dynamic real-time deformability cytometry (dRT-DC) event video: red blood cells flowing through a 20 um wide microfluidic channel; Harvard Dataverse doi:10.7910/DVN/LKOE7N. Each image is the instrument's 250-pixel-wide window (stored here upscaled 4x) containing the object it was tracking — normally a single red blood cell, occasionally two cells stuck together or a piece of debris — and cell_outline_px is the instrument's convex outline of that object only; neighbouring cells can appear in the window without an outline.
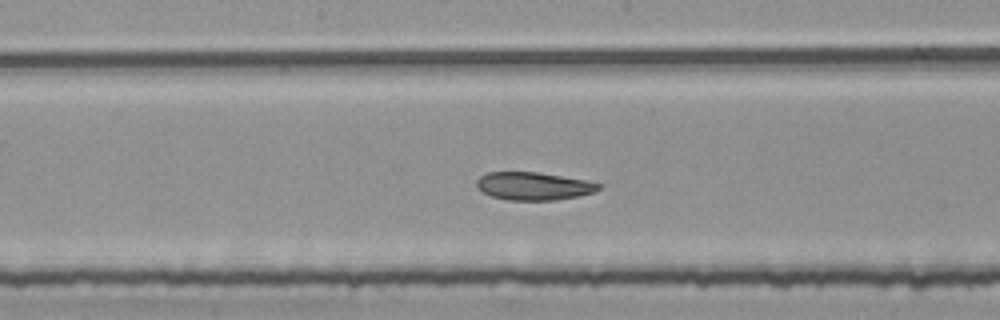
{"species": "common noctule bat (a hibernating species)", "species_latin": "Nyctalus noctula", "temperature_condition": "room temperature", "stored_images_in_passage": 51, "segment_of_instrument_passage": [2, 2], "camera_frame_rate_fps": 3000, "um_per_image_px": 0.085, "animal": {"sex": "female", "body_mass_g": 25.1}, "frame": {"image": 1, "passage_image": 27, "time_ms": 8.667, "image_size_px": [1000, 320], "cell_outline_px": [[600, 188], [596, 192], [556, 200], [508, 200], [492, 196], [476, 188], [476, 180], [480, 176], [488, 172], [536, 172], [588, 180], [600, 184]], "centroid_in_image_um": [45.35, 15.81], "position_along_channel_um": 202.9, "area_um2": 19.83}}
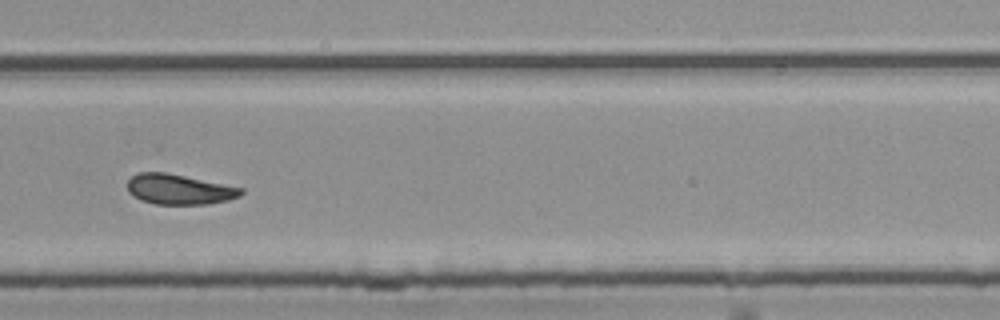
{"frame": {"image": 2, "passage_image": 36, "time_ms": 11.667, "image_size_px": [1000, 320], "cell_outline_px": [[244, 192], [240, 196], [228, 200], [208, 204], [156, 204], [140, 200], [132, 196], [128, 192], [128, 180], [136, 172], [164, 172], [244, 188]], "centroid_in_image_um": [15.21, 16.1], "position_along_channel_um": 314.6, "area_um2": 20.0}}
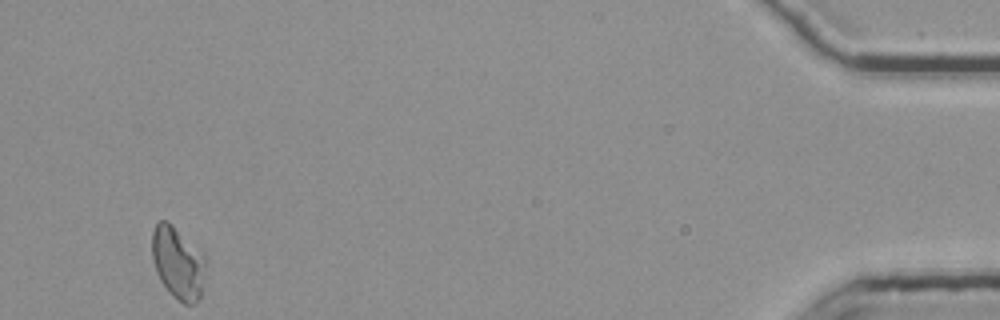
{"frame": {"image": 3, "passage_image": 51, "time_ms": 16.667, "image_size_px": [1000, 320], "cell_outline_px": [[208, 264], [200, 296], [192, 304], [184, 304], [168, 292], [160, 280], [156, 272], [152, 260], [152, 232], [156, 224], [160, 220], [168, 220], [208, 260]], "centroid_in_image_um": [15.12, 22.35], "position_along_channel_um": 420.1, "area_um2": 22.66}}